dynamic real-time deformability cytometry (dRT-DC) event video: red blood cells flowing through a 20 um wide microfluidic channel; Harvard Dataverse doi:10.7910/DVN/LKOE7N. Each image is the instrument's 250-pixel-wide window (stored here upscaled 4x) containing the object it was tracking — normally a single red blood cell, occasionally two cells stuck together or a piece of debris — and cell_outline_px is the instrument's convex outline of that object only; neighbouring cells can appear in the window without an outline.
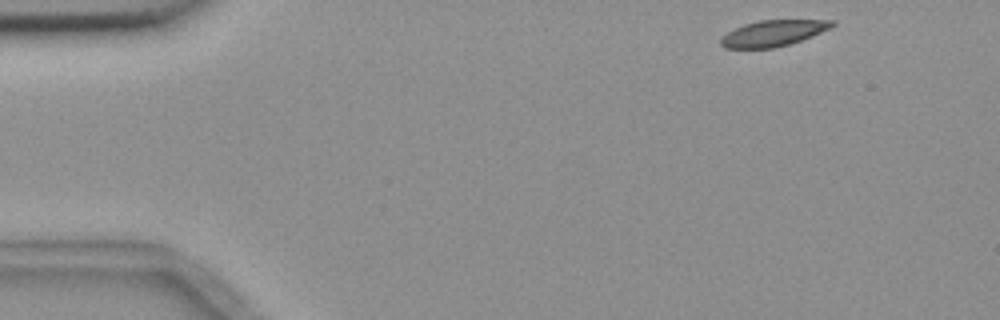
{"species": "common noctule bat (a hibernating species)", "species_latin": "Nyctalus noctula", "temperature_condition": "room temperature", "stored_images_in_passage": 3, "camera_frame_rate_fps": 3000, "um_per_image_px": 0.085, "animal": {"sex": "female", "body_mass_g": 18.4}, "frame": {"image": 1, "passage_image": 1, "time_ms": 0.0, "image_size_px": [1000, 320], "cell_outline_px": [[836, 24], [832, 28], [792, 44], [776, 48], [724, 48], [720, 44], [720, 36], [744, 24], [760, 20], [836, 20]], "centroid_in_image_um": [65.75, 2.83], "position_along_channel_um": 19.3, "area_um2": 17.11}}